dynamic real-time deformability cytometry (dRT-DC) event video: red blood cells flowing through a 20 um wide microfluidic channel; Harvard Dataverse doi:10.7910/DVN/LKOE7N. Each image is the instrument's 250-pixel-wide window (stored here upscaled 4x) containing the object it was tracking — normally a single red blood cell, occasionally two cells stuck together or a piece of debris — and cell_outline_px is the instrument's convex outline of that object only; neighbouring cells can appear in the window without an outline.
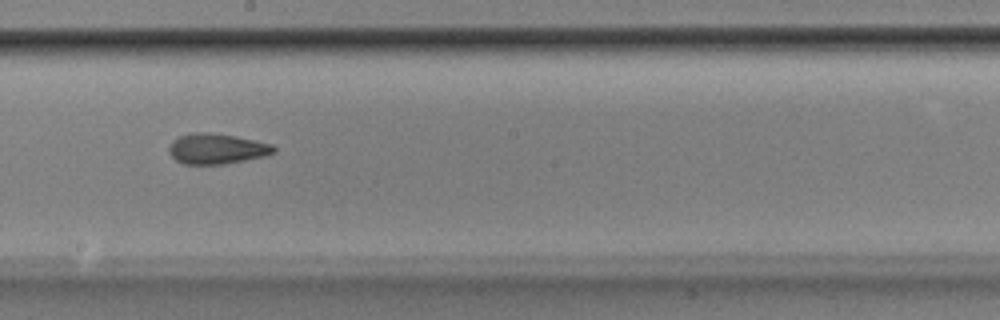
{"species": "Egyptian fruit bat (a non-hibernating species)", "species_latin": "Rousettus aegyptiacus", "temperature_condition": "room temperature", "stored_images_in_passage": 41, "camera_frame_rate_fps": 3000, "um_per_image_px": 0.085, "animal": {"sex": "male"}, "frame": {"image": 1, "passage_image": 18, "time_ms": 5.667, "image_size_px": [1000, 320], "cell_outline_px": [[276, 152], [264, 156], [224, 164], [184, 164], [176, 160], [168, 152], [168, 148], [172, 140], [180, 136], [196, 132], [204, 132], [236, 136], [272, 144], [276, 148]], "centroid_in_image_um": [18.41, 12.64], "position_along_channel_um": 229.8, "area_um2": 18.5}}
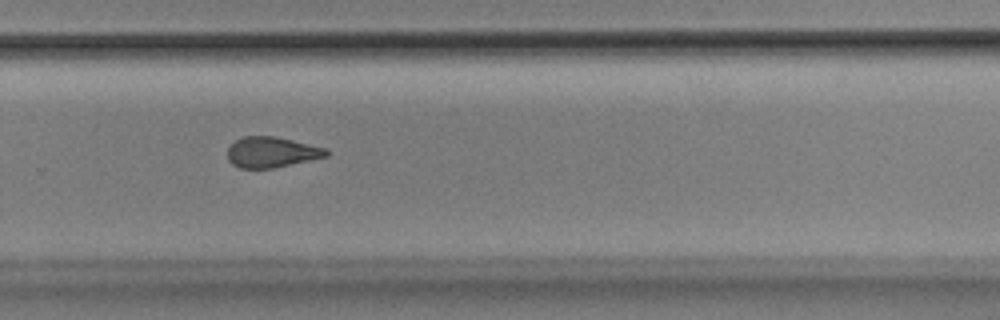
{"frame": {"image": 2, "passage_image": 24, "time_ms": 7.667, "image_size_px": [1000, 320], "cell_outline_px": [[328, 156], [272, 168], [240, 168], [232, 164], [228, 160], [228, 148], [236, 140], [244, 136], [276, 136], [328, 148]], "centroid_in_image_um": [23.1, 12.93], "position_along_channel_um": 306.7, "area_um2": 17.57}}